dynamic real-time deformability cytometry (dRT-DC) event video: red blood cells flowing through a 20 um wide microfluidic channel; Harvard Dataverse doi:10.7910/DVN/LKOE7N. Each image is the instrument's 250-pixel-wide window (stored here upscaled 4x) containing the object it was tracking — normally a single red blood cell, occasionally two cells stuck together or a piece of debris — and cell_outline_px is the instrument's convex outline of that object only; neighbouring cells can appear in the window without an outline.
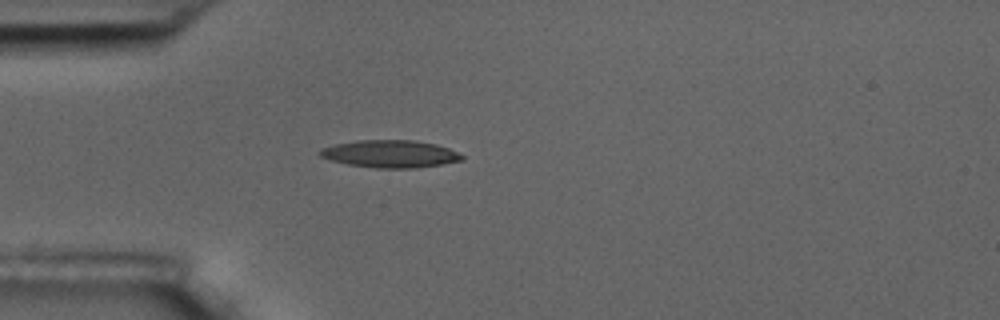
{"species": "common noctule bat (a hibernating species)", "species_latin": "Nyctalus noctula", "temperature_condition": "room temperature", "stored_images_in_passage": 42, "camera_frame_rate_fps": 3000, "um_per_image_px": 0.085, "animal": {"sex": "male", "body_mass_g": 17.5, "forearm_length_mm": 52.3}, "frame": {"image": 1, "passage_image": 1, "time_ms": 0.0, "image_size_px": [1000, 320], "cell_outline_px": [[464, 160], [440, 164], [412, 168], [376, 168], [348, 164], [332, 160], [320, 156], [316, 152], [320, 148], [336, 144], [356, 140], [412, 140], [436, 144], [448, 148], [464, 156]], "centroid_in_image_um": [33.13, 13.07], "position_along_channel_um": 51.9, "area_um2": 22.6}}
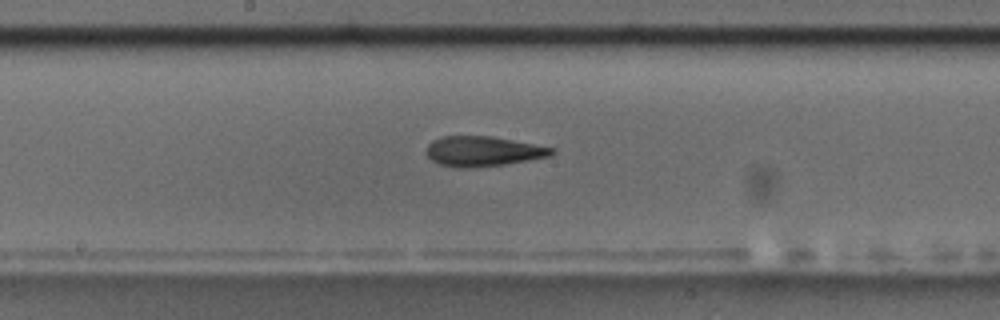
{"frame": {"image": 2, "passage_image": 15, "time_ms": 4.667, "image_size_px": [1000, 320], "cell_outline_px": [[556, 152], [552, 156], [504, 164], [472, 168], [456, 168], [440, 164], [432, 160], [424, 152], [428, 144], [432, 140], [440, 136], [492, 136], [556, 148]], "centroid_in_image_um": [41.05, 12.86], "position_along_channel_um": 207.1, "area_um2": 22.2}}
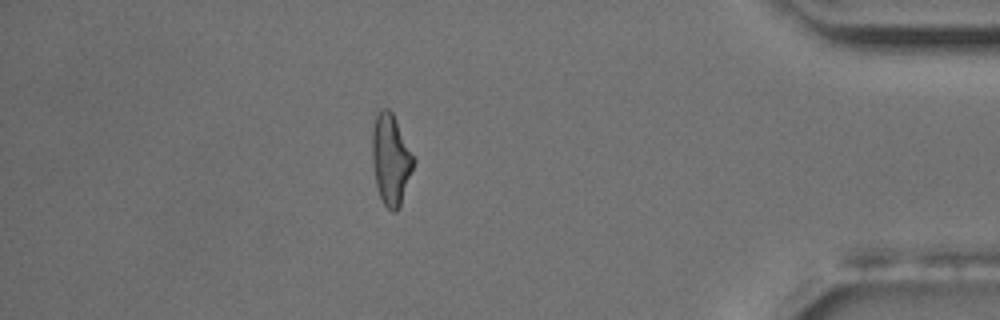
{"frame": {"image": 3, "passage_image": 35, "time_ms": 11.333, "image_size_px": [1000, 320], "cell_outline_px": [[416, 160], [400, 204], [396, 212], [392, 212], [384, 204], [380, 196], [376, 184], [372, 164], [372, 128], [376, 112], [380, 108], [388, 108], [392, 112], [416, 156]], "centroid_in_image_um": [33.22, 13.48], "position_along_channel_um": 402.0, "area_um2": 22.2}, "authors_computed_cell_mechanics": {"area_um2": 21.8773, "velocity_mm_per_s": 3.5352, "shape_relaxation_time_tau1_ms": 5.8205, "shape_relaxation_time_tau2_ms": 3.3609, "deformation_change_tau1": 0.1983, "deformation_change_tau2": 0.146}}